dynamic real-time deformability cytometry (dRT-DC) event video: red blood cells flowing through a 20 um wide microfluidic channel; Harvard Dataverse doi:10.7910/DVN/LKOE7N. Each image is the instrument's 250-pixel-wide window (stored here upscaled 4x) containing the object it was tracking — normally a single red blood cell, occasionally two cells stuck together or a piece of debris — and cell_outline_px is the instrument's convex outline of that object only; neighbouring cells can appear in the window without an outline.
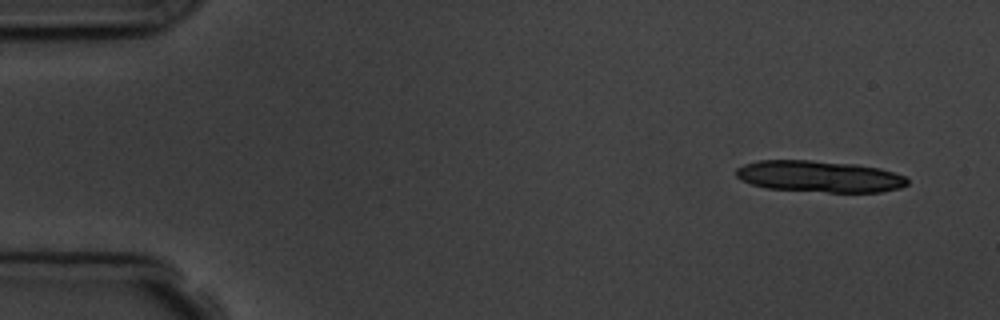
{"species": "common noctule bat (a hibernating species)", "species_latin": "Nyctalus noctula", "temperature_condition": "room temperature", "stored_images_in_passage": 4, "segment_of_instrument_passage": [1, 2], "camera_frame_rate_fps": 3000, "um_per_image_px": 0.085, "animal": {"sex": "male", "body_mass_g": 19.5, "forearm_length_mm": 54.6}, "frame": {"image": 1, "passage_image": 1, "time_ms": 0.0, "image_size_px": [1000, 320], "cell_outline_px": [[908, 184], [900, 188], [880, 192], [828, 192], [768, 188], [752, 184], [740, 180], [736, 176], [736, 168], [744, 164], [760, 160], [812, 160], [856, 164], [880, 168], [908, 176]], "centroid_in_image_um": [69.68, 14.99], "position_along_channel_um": 15.3, "area_um2": 31.62}}